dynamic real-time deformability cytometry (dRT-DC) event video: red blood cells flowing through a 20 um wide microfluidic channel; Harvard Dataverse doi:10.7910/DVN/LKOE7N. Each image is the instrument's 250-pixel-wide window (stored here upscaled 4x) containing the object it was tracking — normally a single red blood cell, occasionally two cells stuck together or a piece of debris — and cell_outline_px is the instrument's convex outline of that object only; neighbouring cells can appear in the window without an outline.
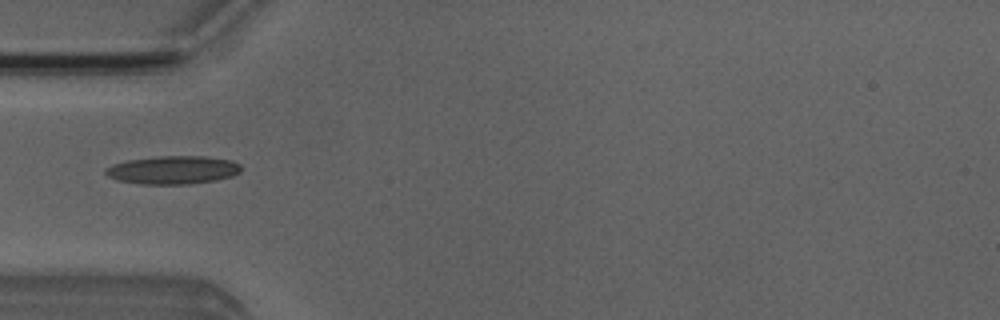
{"species": "Egyptian fruit bat (a non-hibernating species)", "species_latin": "Rousettus aegyptiacus", "temperature_condition": "room temperature", "stored_images_in_passage": 5, "camera_frame_rate_fps": 3000, "um_per_image_px": 0.085, "animal": {"sex": "male"}, "frame": {"image": 1, "passage_image": 5, "time_ms": 4.667, "image_size_px": [1000, 320], "cell_outline_px": [[240, 172], [232, 176], [212, 180], [188, 184], [140, 184], [116, 180], [108, 176], [104, 172], [104, 168], [112, 164], [128, 160], [156, 156], [204, 156], [232, 160], [240, 164]], "centroid_in_image_um": [14.65, 14.44], "position_along_channel_um": 70.3, "area_um2": 22.31}}